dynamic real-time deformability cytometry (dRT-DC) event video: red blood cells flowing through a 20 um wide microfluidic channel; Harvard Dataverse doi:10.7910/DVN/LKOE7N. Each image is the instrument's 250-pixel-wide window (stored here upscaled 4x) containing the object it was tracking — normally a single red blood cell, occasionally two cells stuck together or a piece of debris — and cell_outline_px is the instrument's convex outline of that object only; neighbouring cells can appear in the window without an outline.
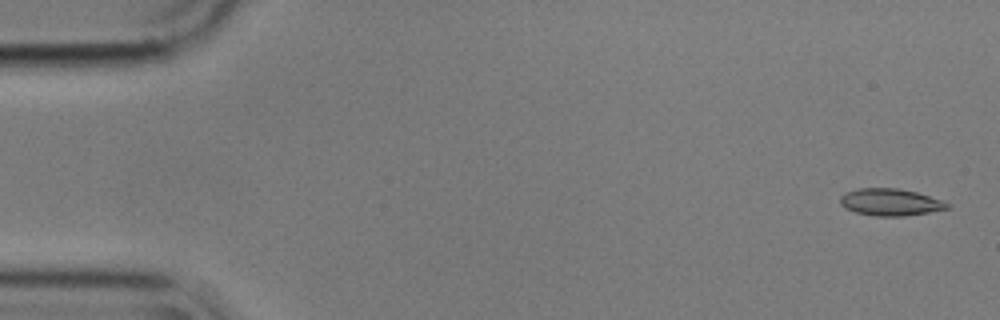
{"species": "common noctule bat (a hibernating species)", "species_latin": "Nyctalus noctula", "temperature_condition": "cold", "stored_images_in_passage": 27, "camera_frame_rate_fps": 3000, "um_per_image_px": 0.085, "animal": {"sex": "male", "body_mass_g": 17.9}, "frame": {"image": 1, "passage_image": 2, "time_ms": 0.333, "image_size_px": [1000, 320], "cell_outline_px": [[952, 204], [948, 208], [928, 212], [904, 216], [876, 216], [856, 212], [844, 208], [840, 204], [840, 196], [844, 192], [860, 188], [896, 188], [916, 192], [944, 200]], "centroid_in_image_um": [75.68, 17.18], "position_along_channel_um": 9.3, "area_um2": 16.94}}
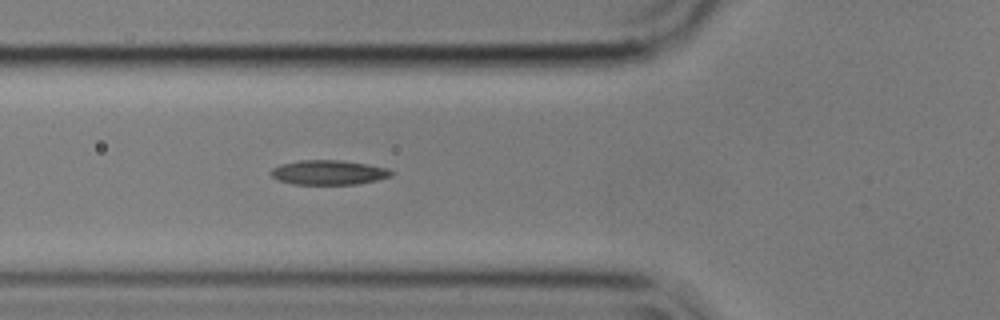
{"frame": {"image": 2, "passage_image": 20, "time_ms": 6.333, "image_size_px": [1000, 320], "cell_outline_px": [[396, 172], [392, 176], [376, 180], [356, 184], [292, 184], [276, 180], [268, 172], [272, 168], [280, 164], [300, 160], [340, 160], [368, 164], [388, 168]], "centroid_in_image_um": [27.92, 14.65], "position_along_channel_um": 97.9, "area_um2": 17.46}}
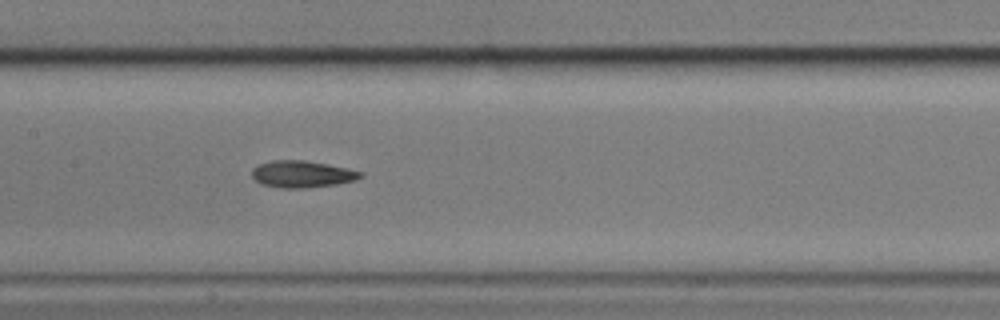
{"frame": {"image": 3, "passage_image": 27, "time_ms": 8.667, "image_size_px": [1000, 320], "cell_outline_px": [[364, 176], [356, 180], [336, 184], [304, 188], [280, 188], [260, 184], [252, 176], [252, 168], [256, 164], [272, 160], [304, 160], [328, 164], [348, 168], [364, 172]], "centroid_in_image_um": [25.67, 14.79], "position_along_channel_um": 181.7, "area_um2": 17.22}}